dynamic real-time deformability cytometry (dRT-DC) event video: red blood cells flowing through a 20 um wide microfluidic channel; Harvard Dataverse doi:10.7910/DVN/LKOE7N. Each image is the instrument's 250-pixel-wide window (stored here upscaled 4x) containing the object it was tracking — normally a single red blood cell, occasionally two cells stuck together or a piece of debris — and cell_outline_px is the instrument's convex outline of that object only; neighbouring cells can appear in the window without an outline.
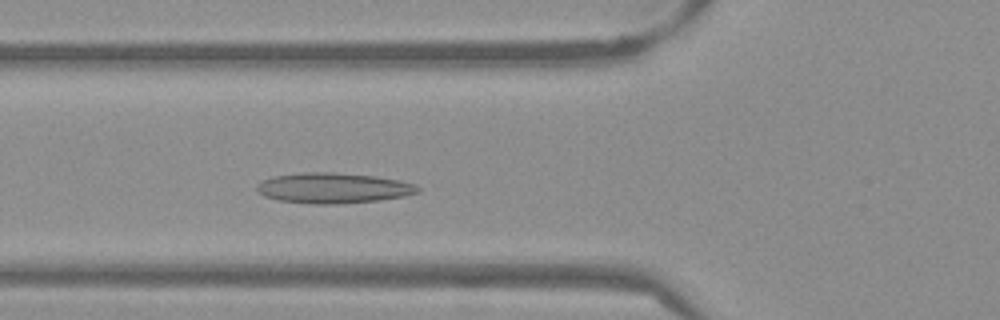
{"species": "Egyptian fruit bat (a non-hibernating species)", "species_latin": "Rousettus aegyptiacus", "temperature_condition": "warm", "stored_images_in_passage": 48, "camera_frame_rate_fps": 3000, "um_per_image_px": 0.085, "frame": {"image": 1, "passage_image": 14, "time_ms": 4.333, "image_size_px": [1000, 320], "cell_outline_px": [[420, 192], [404, 196], [380, 200], [336, 204], [312, 204], [276, 200], [264, 196], [256, 188], [256, 184], [272, 176], [308, 172], [332, 172], [376, 176], [400, 180], [416, 184], [420, 188]], "centroid_in_image_um": [28.35, 15.98], "position_along_channel_um": 97.5, "area_um2": 28.67}}
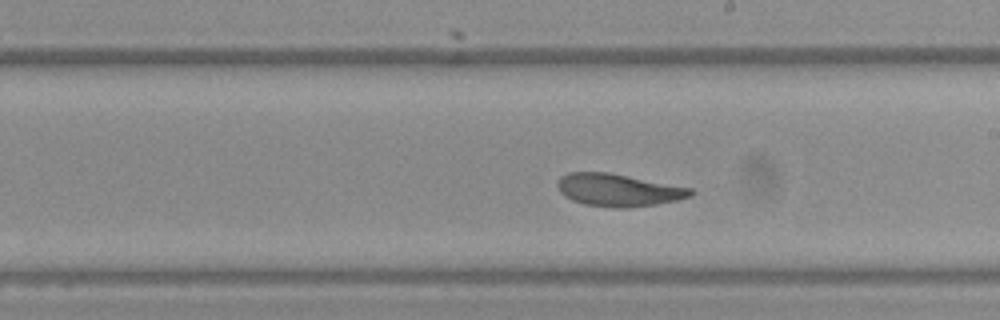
{"frame": {"image": 2, "passage_image": 25, "time_ms": 8.0, "image_size_px": [1000, 320], "cell_outline_px": [[696, 192], [692, 196], [676, 200], [656, 204], [624, 208], [612, 208], [584, 204], [572, 200], [564, 196], [560, 192], [556, 184], [556, 180], [560, 176], [568, 172], [608, 172], [692, 188]], "centroid_in_image_um": [52.53, 16.15], "position_along_channel_um": 236.5, "area_um2": 25.37}}
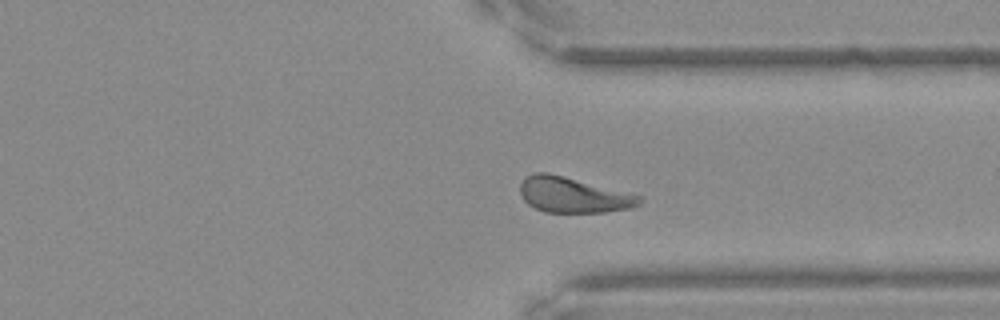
{"frame": {"image": 3, "passage_image": 35, "time_ms": 11.333, "image_size_px": [1000, 320], "cell_outline_px": [[644, 200], [640, 204], [632, 208], [604, 212], [544, 212], [528, 204], [520, 196], [520, 184], [524, 176], [532, 172], [548, 172], [644, 196]], "centroid_in_image_um": [48.72, 16.56], "position_along_channel_um": 362.7, "area_um2": 24.97}, "authors_computed_cell_mechanics": {"area_um2": 25.5476, "velocity_mm_per_s": 3.7845, "shape_relaxation_time_tau1_ms": 6.7182, "shape_relaxation_time_tau2_ms": 0.9664, "deformation_change_tau1": 0.1482, "deformation_change_tau2": 0.065}}